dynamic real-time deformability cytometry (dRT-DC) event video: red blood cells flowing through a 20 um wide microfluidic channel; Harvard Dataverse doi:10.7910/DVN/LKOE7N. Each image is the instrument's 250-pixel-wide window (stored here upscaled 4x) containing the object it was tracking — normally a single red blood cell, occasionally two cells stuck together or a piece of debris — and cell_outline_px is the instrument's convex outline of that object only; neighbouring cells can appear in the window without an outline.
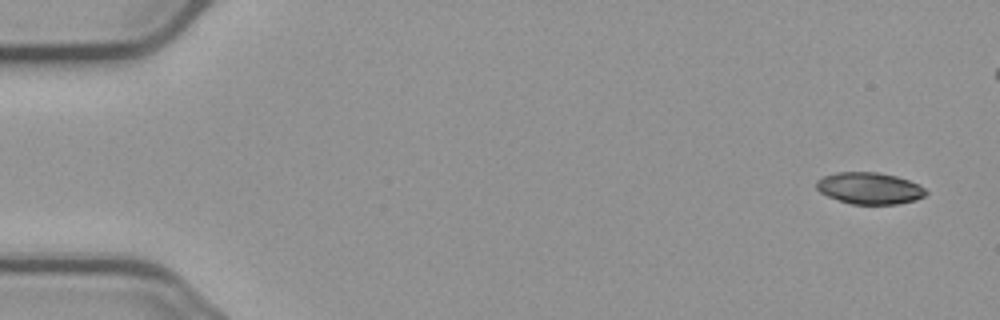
{"species": "common noctule bat (a hibernating species)", "species_latin": "Nyctalus noctula", "temperature_condition": "cold", "stored_images_in_passage": 7, "segment_of_instrument_passage": [1, 2], "camera_frame_rate_fps": 3000, "um_per_image_px": 0.085, "animal": {"sex": "male", "body_mass_g": 23.1, "forearm_length_mm": 52.7}, "frame": {"image": 1, "passage_image": 1, "time_ms": 0.0, "image_size_px": [1000, 320], "cell_outline_px": [[928, 192], [924, 196], [916, 200], [896, 204], [852, 204], [828, 196], [820, 192], [816, 188], [816, 180], [824, 176], [836, 172], [880, 172], [896, 176], [920, 184]], "centroid_in_image_um": [73.92, 15.99], "position_along_channel_um": 11.1, "area_um2": 20.23}}
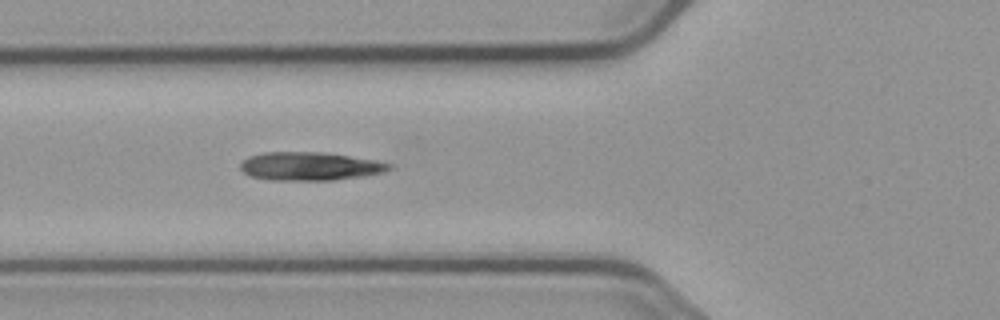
{"frame": {"image": 2, "passage_image": 6, "time_ms": 6.0, "image_size_px": [1000, 320], "cell_outline_px": [[392, 168], [384, 172], [364, 176], [332, 180], [272, 180], [252, 176], [244, 172], [240, 168], [240, 164], [244, 160], [252, 156], [264, 152], [324, 152], [376, 160], [392, 164]], "centroid_in_image_um": [26.39, 14.13], "position_along_channel_um": 99.4, "area_um2": 24.45}}